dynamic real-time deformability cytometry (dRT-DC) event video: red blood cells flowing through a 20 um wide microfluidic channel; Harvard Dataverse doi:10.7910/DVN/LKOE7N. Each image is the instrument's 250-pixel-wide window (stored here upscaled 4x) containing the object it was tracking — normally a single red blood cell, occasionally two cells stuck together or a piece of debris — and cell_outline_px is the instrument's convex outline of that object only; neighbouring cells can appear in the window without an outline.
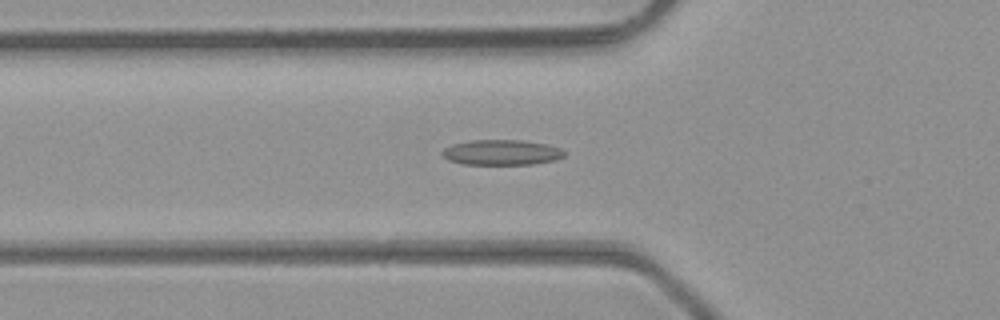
{"species": "common noctule bat (a hibernating species)", "species_latin": "Nyctalus noctula", "temperature_condition": "room temperature", "stored_images_in_passage": 43, "camera_frame_rate_fps": 3000, "um_per_image_px": 0.085, "animal": {"sex": "male", "body_mass_g": 23.1, "forearm_length_mm": 52.7}, "frame": {"image": 1, "passage_image": 16, "time_ms": 5.0, "image_size_px": [1000, 320], "cell_outline_px": [[564, 156], [556, 160], [532, 164], [464, 164], [448, 160], [440, 156], [440, 152], [444, 148], [452, 144], [472, 140], [520, 140], [544, 144], [560, 148], [564, 152]], "centroid_in_image_um": [42.57, 12.96], "position_along_channel_um": 83.2, "area_um2": 17.98}}
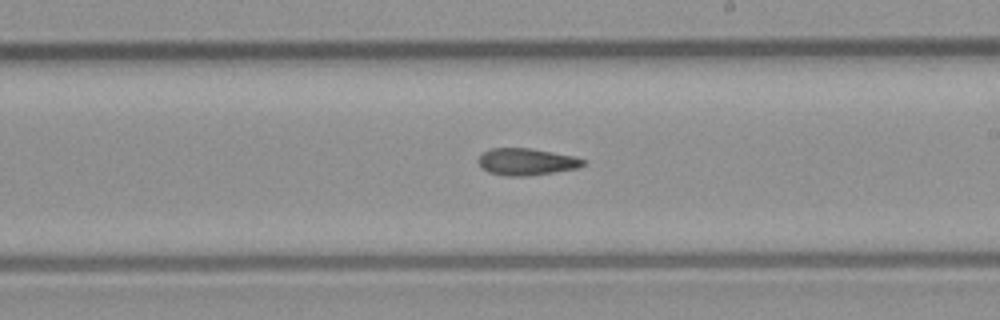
{"frame": {"image": 2, "passage_image": 27, "time_ms": 8.667, "image_size_px": [1000, 320], "cell_outline_px": [[584, 164], [580, 168], [524, 176], [504, 176], [488, 172], [480, 168], [476, 160], [484, 152], [492, 148], [528, 148], [576, 156], [584, 160]], "centroid_in_image_um": [44.71, 13.75], "position_along_channel_um": 244.3, "area_um2": 16.47}}
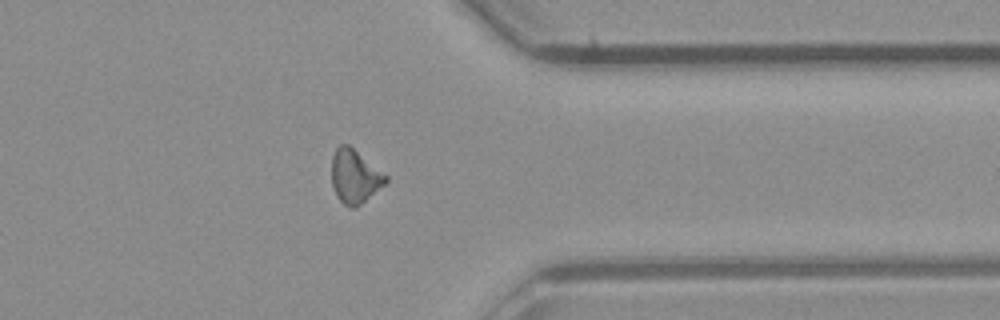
{"frame": {"image": 3, "passage_image": 37, "time_ms": 12.0, "image_size_px": [1000, 320], "cell_outline_px": [[388, 180], [384, 184], [356, 208], [348, 208], [336, 196], [332, 184], [332, 156], [336, 148], [340, 144], [348, 144], [388, 176]], "centroid_in_image_um": [30.14, 15.0], "position_along_channel_um": 381.3, "area_um2": 16.76}}